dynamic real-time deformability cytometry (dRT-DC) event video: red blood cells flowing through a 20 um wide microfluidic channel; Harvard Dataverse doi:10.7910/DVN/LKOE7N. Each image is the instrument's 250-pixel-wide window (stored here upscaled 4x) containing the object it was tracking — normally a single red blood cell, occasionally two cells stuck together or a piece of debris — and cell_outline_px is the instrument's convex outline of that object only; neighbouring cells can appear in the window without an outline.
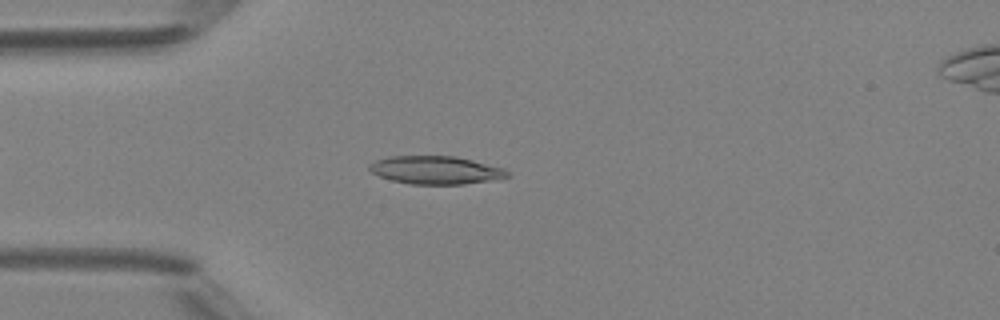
{"species": "Egyptian fruit bat (a non-hibernating species)", "species_latin": "Rousettus aegyptiacus", "temperature_condition": "room temperature", "stored_images_in_passage": 47, "camera_frame_rate_fps": 3000, "um_per_image_px": 0.085, "animal": {"sex": "female"}, "frame": {"image": 1, "passage_image": 12, "time_ms": 3.667, "image_size_px": [1000, 320], "cell_outline_px": [[508, 176], [488, 180], [464, 184], [412, 184], [392, 180], [380, 176], [372, 172], [368, 168], [376, 160], [388, 156], [456, 156], [504, 168], [508, 172]], "centroid_in_image_um": [37.02, 14.45], "position_along_channel_um": 48.0, "area_um2": 22.2}}
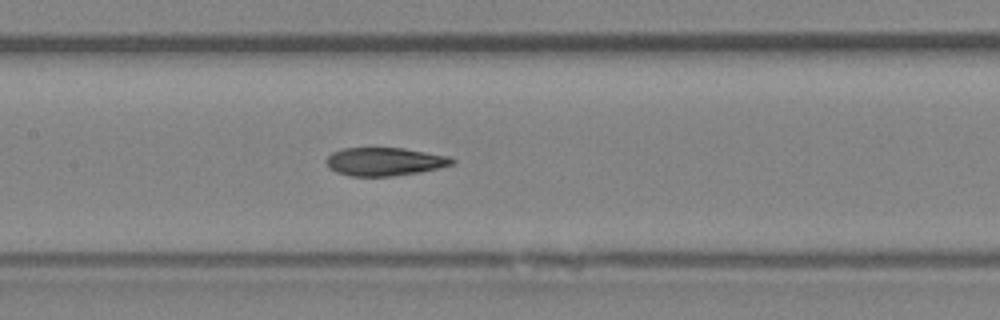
{"frame": {"image": 2, "passage_image": 22, "time_ms": 7.0, "image_size_px": [1000, 320], "cell_outline_px": [[456, 164], [420, 172], [392, 176], [348, 176], [336, 172], [328, 164], [328, 156], [332, 152], [344, 148], [404, 148], [448, 156], [456, 160]], "centroid_in_image_um": [32.74, 13.74], "position_along_channel_um": 174.7, "area_um2": 20.58}}
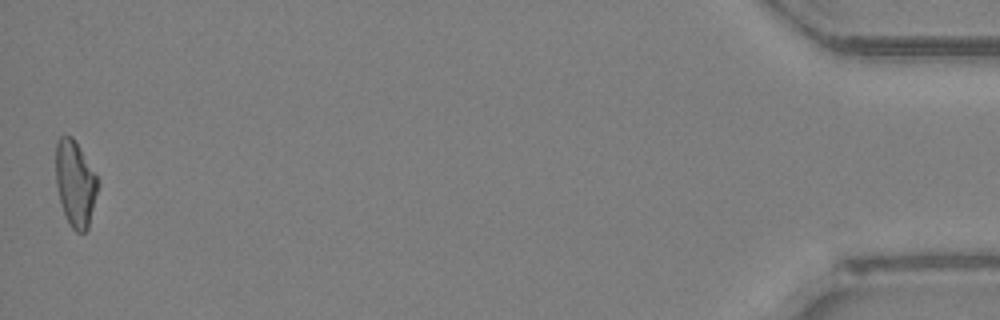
{"frame": {"image": 3, "passage_image": 47, "time_ms": 15.333, "image_size_px": [1000, 320], "cell_outline_px": [[100, 184], [88, 228], [84, 232], [76, 232], [72, 228], [64, 212], [60, 200], [56, 184], [56, 144], [60, 136], [72, 136], [80, 148], [96, 176]], "centroid_in_image_um": [6.41, 15.6], "position_along_channel_um": 428.8, "area_um2": 20.81}, "authors_computed_cell_mechanics": {"area_um2": 21.2704, "velocity_mm_per_s": 4.2195, "shape_relaxation_time_tau1_ms": null, "shape_relaxation_time_tau2_ms": 3.1213, "deformation_change_tau1": null, "deformation_change_tau2": 0.0983}}